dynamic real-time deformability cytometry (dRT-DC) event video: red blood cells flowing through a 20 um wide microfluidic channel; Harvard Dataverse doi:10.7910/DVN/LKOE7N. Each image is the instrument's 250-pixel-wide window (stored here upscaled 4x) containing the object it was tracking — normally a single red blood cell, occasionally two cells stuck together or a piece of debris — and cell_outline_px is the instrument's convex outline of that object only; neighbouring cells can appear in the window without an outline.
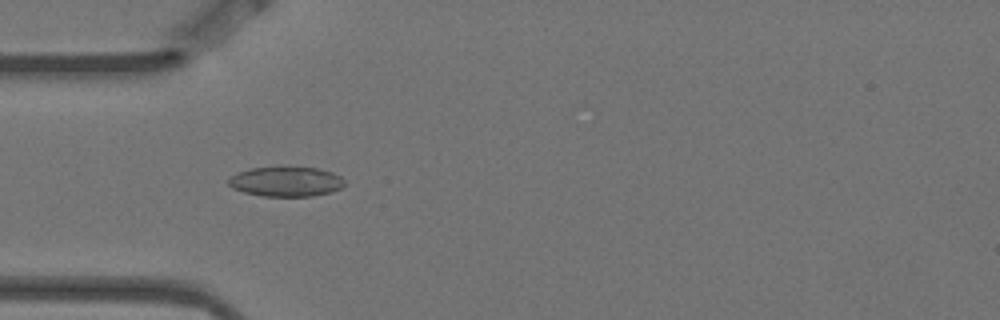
{"species": "Egyptian fruit bat (a non-hibernating species)", "species_latin": "Rousettus aegyptiacus", "temperature_condition": "warm", "stored_images_in_passage": 6, "camera_frame_rate_fps": 3000, "um_per_image_px": 0.085, "animal": {"sex": "female"}, "frame": {"image": 1, "passage_image": 5, "time_ms": 1.333, "image_size_px": [1000, 320], "cell_outline_px": [[344, 184], [340, 188], [332, 192], [312, 196], [264, 196], [244, 192], [232, 188], [228, 184], [228, 176], [236, 172], [252, 168], [316, 168], [332, 172], [340, 176], [344, 180]], "centroid_in_image_um": [24.28, 15.44], "position_along_channel_um": 60.7, "area_um2": 20.0}}
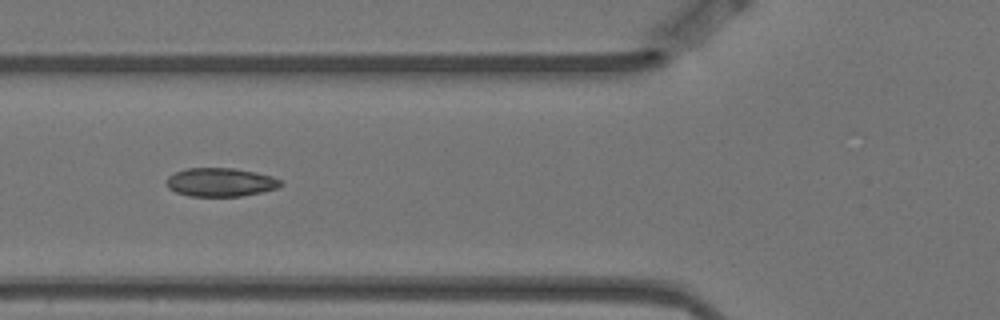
{"frame": {"image": 2, "passage_image": 6, "time_ms": 1.667, "image_size_px": [1000, 320], "cell_outline_px": [[284, 184], [276, 188], [260, 192], [240, 196], [188, 196], [176, 192], [168, 188], [168, 176], [176, 172], [188, 168], [232, 168], [256, 172], [272, 176], [280, 180]], "centroid_in_image_um": [18.75, 15.49], "position_along_channel_um": 107.0, "area_um2": 18.84}}